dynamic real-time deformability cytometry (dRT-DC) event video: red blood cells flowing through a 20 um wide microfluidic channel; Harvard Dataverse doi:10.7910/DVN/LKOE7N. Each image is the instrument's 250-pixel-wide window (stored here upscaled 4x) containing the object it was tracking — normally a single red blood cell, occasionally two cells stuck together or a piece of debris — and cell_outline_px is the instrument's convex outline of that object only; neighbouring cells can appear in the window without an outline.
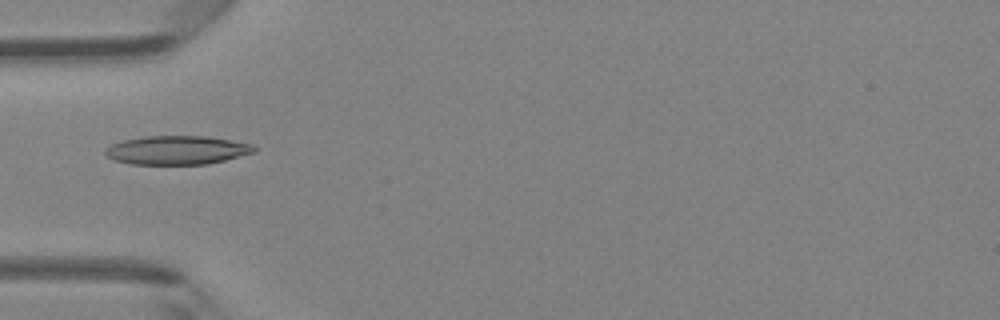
{"species": "Egyptian fruit bat (a non-hibernating species)", "species_latin": "Rousettus aegyptiacus", "temperature_condition": "room temperature", "stored_images_in_passage": 21, "camera_frame_rate_fps": 3000, "um_per_image_px": 0.085, "animal": {"sex": "female"}, "frame": {"image": 1, "passage_image": 2, "time_ms": 0.333, "image_size_px": [1000, 320], "cell_outline_px": [[256, 152], [208, 164], [128, 164], [112, 160], [104, 152], [104, 148], [112, 144], [124, 140], [144, 136], [208, 136], [252, 144], [256, 148]], "centroid_in_image_um": [15.02, 12.76], "position_along_channel_um": 70.0, "area_um2": 25.03}}
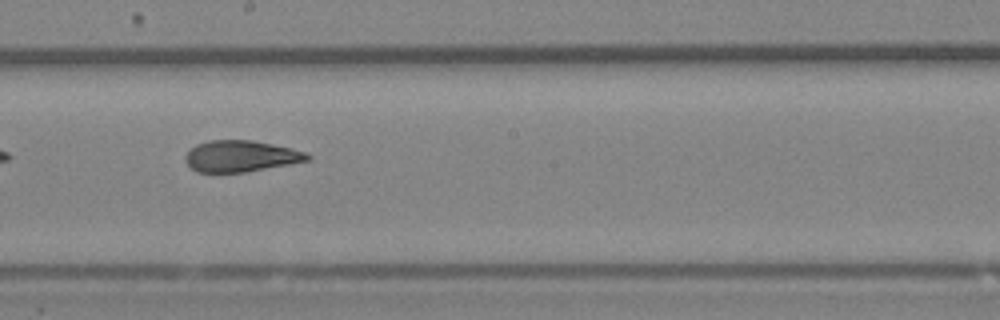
{"frame": {"image": 2, "passage_image": 13, "time_ms": 4.0, "image_size_px": [1000, 320], "cell_outline_px": [[312, 156], [308, 160], [288, 164], [244, 172], [196, 172], [184, 160], [184, 156], [196, 144], [208, 140], [252, 140], [292, 148], [308, 152]], "centroid_in_image_um": [20.46, 13.26], "position_along_channel_um": 227.7, "area_um2": 22.2}}
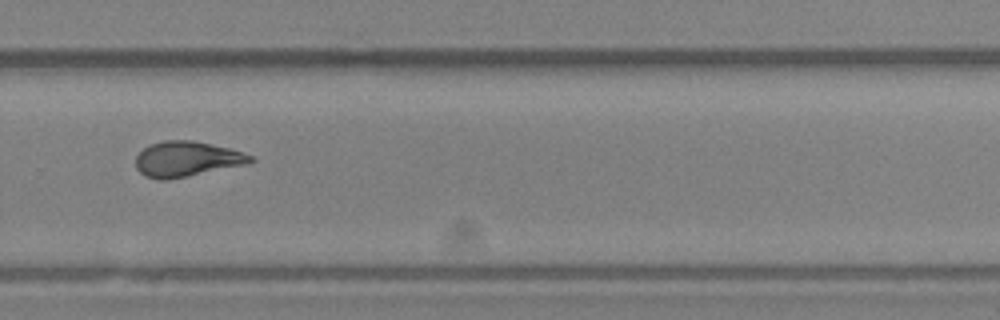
{"frame": {"image": 3, "passage_image": 19, "time_ms": 6.0, "image_size_px": [1000, 320], "cell_outline_px": [[256, 160], [244, 164], [168, 180], [160, 180], [144, 176], [136, 168], [136, 156], [144, 148], [152, 144], [164, 140], [192, 140], [228, 148], [252, 156]], "centroid_in_image_um": [15.82, 13.52], "position_along_channel_um": 314.0, "area_um2": 23.18}}